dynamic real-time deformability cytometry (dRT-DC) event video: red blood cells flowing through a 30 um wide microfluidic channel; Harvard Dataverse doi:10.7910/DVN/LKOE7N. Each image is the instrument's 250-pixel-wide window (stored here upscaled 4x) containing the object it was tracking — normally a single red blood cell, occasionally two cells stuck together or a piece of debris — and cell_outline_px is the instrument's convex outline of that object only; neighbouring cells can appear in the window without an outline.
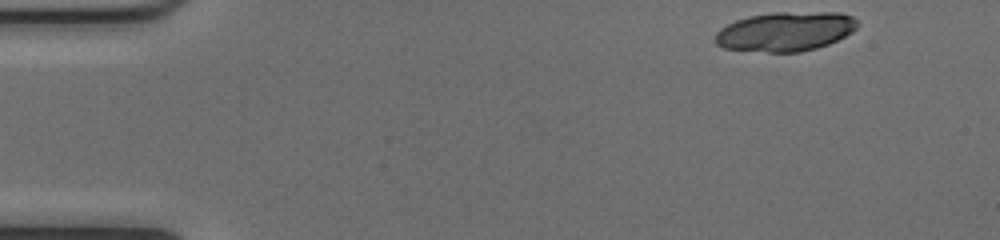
{"species": "common noctule bat (a hibernating species)", "species_latin": "Nyctalus noctula", "temperature_condition": "cold", "stored_images_in_passage": 15, "camera_frame_rate_fps": 3000, "um_per_image_px": 0.085, "animal": {"sex": "female", "body_mass_g": 17.0, "forearm_length_mm": 48.0}, "frame": {"image": 1, "passage_image": 1, "time_ms": 0.0, "image_size_px": [1000, 240], "cell_outline_px": [[856, 28], [852, 32], [828, 44], [816, 48], [800, 52], [768, 52], [724, 48], [716, 44], [716, 32], [720, 28], [736, 20], [748, 16], [772, 12], [840, 12], [852, 16], [856, 20]], "centroid_in_image_um": [66.75, 2.67], "position_along_channel_um": 18.2, "area_um2": 32.54}}